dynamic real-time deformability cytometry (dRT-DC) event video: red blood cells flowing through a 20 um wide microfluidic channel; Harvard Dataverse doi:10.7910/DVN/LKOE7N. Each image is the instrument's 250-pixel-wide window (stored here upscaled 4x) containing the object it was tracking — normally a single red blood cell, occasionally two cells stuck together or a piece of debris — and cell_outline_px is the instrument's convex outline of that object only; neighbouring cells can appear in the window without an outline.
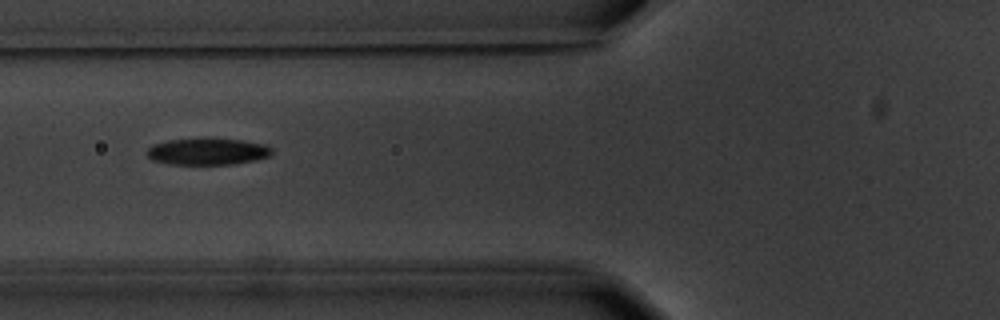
{"species": "common noctule bat (a hibernating species)", "species_latin": "Nyctalus noctula", "temperature_condition": "warm", "stored_images_in_passage": 4, "camera_frame_rate_fps": 3000, "um_per_image_px": 0.085, "animal": {"sex": "male", "body_mass_g": 20.1, "forearm_length_mm": 53.5}, "frame": {"image": 1, "passage_image": 3, "time_ms": 2.333, "image_size_px": [1000, 320], "cell_outline_px": [[272, 156], [256, 160], [232, 164], [168, 164], [152, 160], [144, 152], [152, 144], [168, 140], [240, 140], [264, 144], [272, 148]], "centroid_in_image_um": [17.63, 12.91], "position_along_channel_um": 108.2, "area_um2": 19.07}}